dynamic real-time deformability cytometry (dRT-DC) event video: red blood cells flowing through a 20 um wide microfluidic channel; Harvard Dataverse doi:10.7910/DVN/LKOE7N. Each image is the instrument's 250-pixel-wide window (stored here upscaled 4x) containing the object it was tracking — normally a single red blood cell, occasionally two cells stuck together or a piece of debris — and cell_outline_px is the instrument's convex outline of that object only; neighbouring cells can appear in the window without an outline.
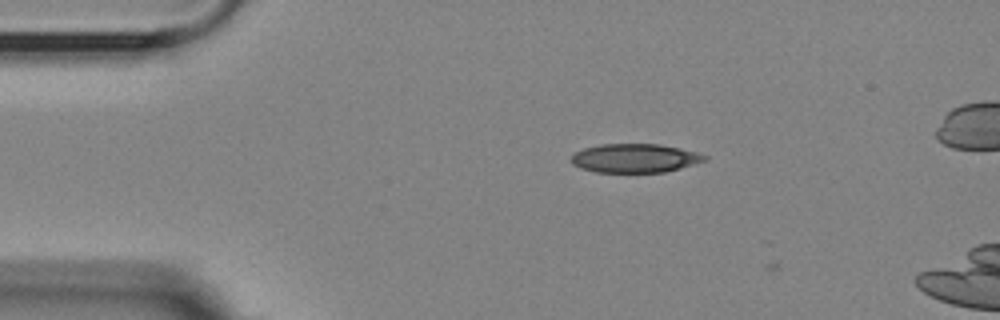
{"species": "Egyptian fruit bat (a non-hibernating species)", "species_latin": "Rousettus aegyptiacus", "temperature_condition": "room temperature", "stored_images_in_passage": 6, "camera_frame_rate_fps": 3000, "um_per_image_px": 0.085, "animal": {"sex": "female"}, "frame": {"image": 1, "passage_image": 5, "time_ms": 1.333, "image_size_px": [1000, 320], "cell_outline_px": [[708, 160], [680, 168], [664, 172], [596, 172], [580, 168], [572, 164], [572, 156], [576, 152], [584, 148], [600, 144], [660, 144], [680, 148], [696, 152], [708, 156]], "centroid_in_image_um": [53.98, 13.44], "position_along_channel_um": 31.0, "area_um2": 22.37}}